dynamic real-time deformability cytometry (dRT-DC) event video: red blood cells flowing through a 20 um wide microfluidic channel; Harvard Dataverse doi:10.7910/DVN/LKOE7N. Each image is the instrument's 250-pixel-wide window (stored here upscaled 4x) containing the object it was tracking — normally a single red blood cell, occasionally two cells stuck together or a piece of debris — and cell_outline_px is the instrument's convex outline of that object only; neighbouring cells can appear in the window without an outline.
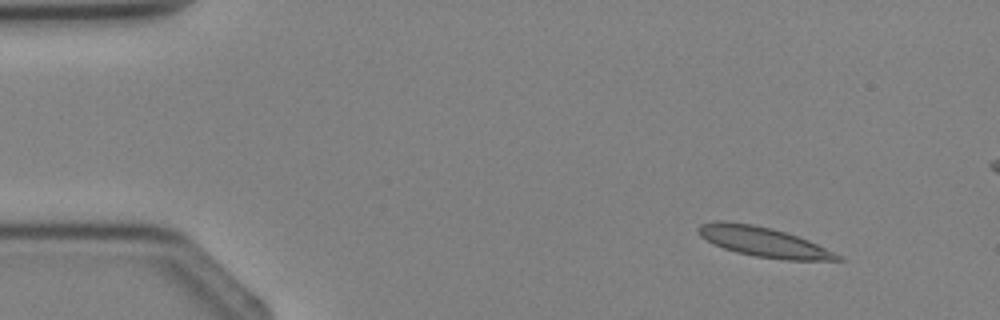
{"species": "Egyptian fruit bat (a non-hibernating species)", "species_latin": "Rousettus aegyptiacus", "temperature_condition": "cold", "stored_images_in_passage": 4, "camera_frame_rate_fps": 3000, "um_per_image_px": 0.085, "animal": {"sex": "female"}, "frame": {"image": 1, "passage_image": 1, "time_ms": 0.0, "image_size_px": [1000, 320], "cell_outline_px": [[844, 260], [784, 260], [756, 256], [736, 252], [712, 244], [700, 236], [696, 228], [700, 224], [716, 220], [724, 220], [752, 224], [772, 228], [808, 240], [840, 256]], "centroid_in_image_um": [64.8, 20.54], "position_along_channel_um": 20.2, "area_um2": 23.99}}